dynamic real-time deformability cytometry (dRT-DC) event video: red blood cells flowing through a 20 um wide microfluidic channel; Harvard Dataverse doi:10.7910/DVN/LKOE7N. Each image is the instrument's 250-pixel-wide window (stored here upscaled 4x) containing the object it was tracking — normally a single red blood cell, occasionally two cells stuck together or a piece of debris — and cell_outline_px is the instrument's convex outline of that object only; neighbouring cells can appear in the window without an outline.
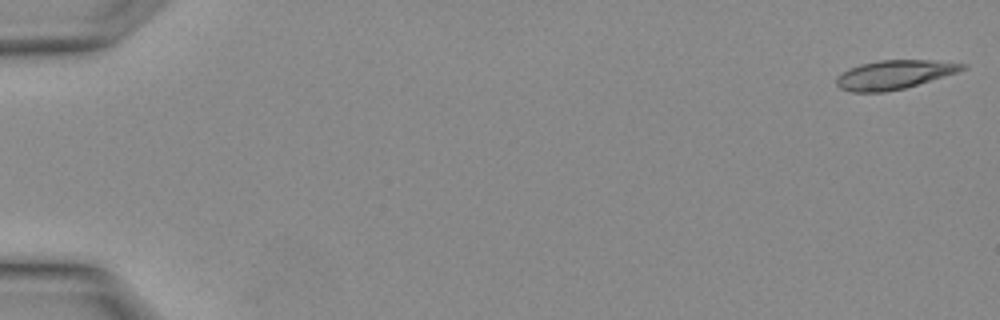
{"species": "Egyptian fruit bat (a non-hibernating species)", "species_latin": "Rousettus aegyptiacus", "temperature_condition": "warm", "stored_images_in_passage": 14, "camera_frame_rate_fps": 3000, "um_per_image_px": 0.085, "animal": {"sex": "female"}, "frame": {"image": 1, "passage_image": 1, "time_ms": 0.0, "image_size_px": [1000, 320], "cell_outline_px": [[968, 68], [956, 72], [904, 88], [884, 92], [852, 92], [840, 88], [836, 84], [836, 76], [848, 68], [860, 64], [880, 60], [928, 60], [968, 64]], "centroid_in_image_um": [75.96, 6.34], "position_along_channel_um": 9.0, "area_um2": 21.04}}
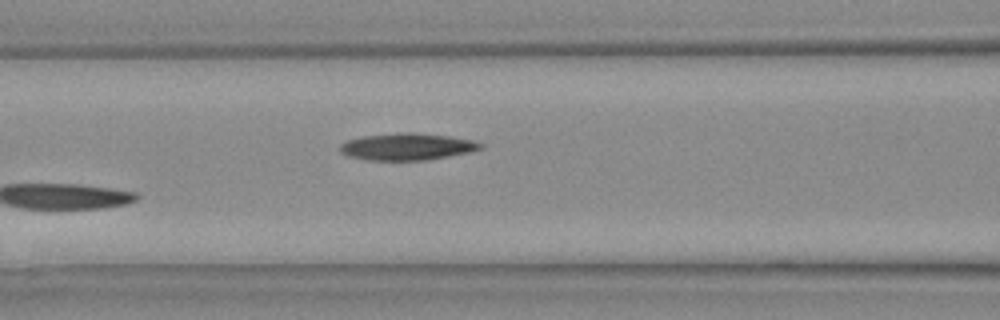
{"frame": {"image": 2, "passage_image": 14, "time_ms": 4.333, "image_size_px": [1000, 320], "cell_outline_px": [[484, 148], [468, 152], [448, 156], [424, 160], [368, 160], [348, 156], [340, 152], [340, 144], [348, 140], [360, 136], [400, 132], [408, 132], [448, 136], [472, 140], [484, 144]], "centroid_in_image_um": [34.58, 12.46], "position_along_channel_um": 132.0, "area_um2": 21.96}}